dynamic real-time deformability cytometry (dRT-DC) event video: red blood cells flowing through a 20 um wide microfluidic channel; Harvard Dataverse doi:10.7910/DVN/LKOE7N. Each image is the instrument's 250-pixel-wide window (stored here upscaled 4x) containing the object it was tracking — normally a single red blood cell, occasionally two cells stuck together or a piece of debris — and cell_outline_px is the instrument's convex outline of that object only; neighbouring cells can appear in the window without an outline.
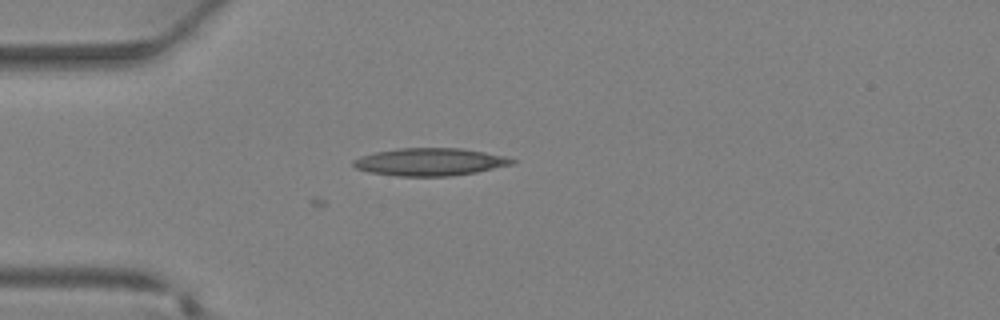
{"species": "Egyptian fruit bat (a non-hibernating species)", "species_latin": "Rousettus aegyptiacus", "temperature_condition": "warm", "stored_images_in_passage": 7, "camera_frame_rate_fps": 3000, "um_per_image_px": 0.085, "animal": {"sex": "female"}, "frame": {"image": 1, "passage_image": 7, "time_ms": 2.0, "image_size_px": [1000, 320], "cell_outline_px": [[516, 160], [512, 164], [476, 172], [452, 176], [396, 176], [368, 172], [356, 168], [352, 164], [352, 160], [360, 156], [376, 152], [400, 148], [460, 148], [508, 156]], "centroid_in_image_um": [36.53, 13.76], "position_along_channel_um": 48.5, "area_um2": 25.55}}